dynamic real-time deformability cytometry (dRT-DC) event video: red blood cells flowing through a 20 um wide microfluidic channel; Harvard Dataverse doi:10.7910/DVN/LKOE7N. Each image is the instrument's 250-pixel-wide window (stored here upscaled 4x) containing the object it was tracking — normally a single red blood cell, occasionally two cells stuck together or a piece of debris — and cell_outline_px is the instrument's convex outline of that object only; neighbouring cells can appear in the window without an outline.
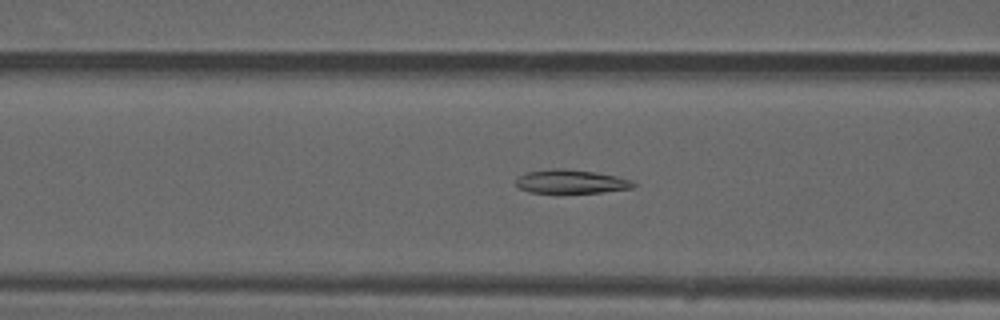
{"species": "common noctule bat (a hibernating species)", "species_latin": "Nyctalus noctula", "temperature_condition": "warm", "stored_images_in_passage": 41, "camera_frame_rate_fps": 3000, "um_per_image_px": 0.085, "animal": {"sex": "male", "forearm_length_mm": 52.5}, "frame": {"image": 1, "passage_image": 20, "time_ms": 6.333, "image_size_px": [1000, 320], "cell_outline_px": [[636, 184], [632, 188], [600, 192], [528, 192], [520, 188], [516, 184], [516, 176], [524, 172], [556, 168], [564, 168], [592, 172], [616, 176], [632, 180]], "centroid_in_image_um": [48.49, 15.42], "position_along_channel_um": 118.1, "area_um2": 16.07}}
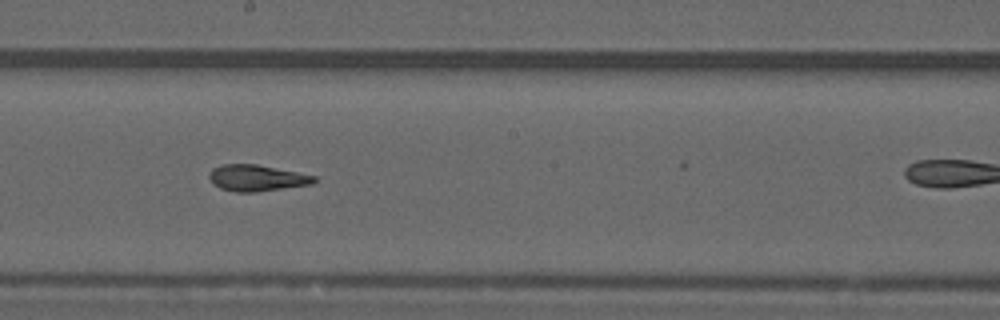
{"frame": {"image": 2, "passage_image": 28, "time_ms": 9.0, "image_size_px": [1000, 320], "cell_outline_px": [[316, 180], [312, 184], [256, 192], [236, 192], [220, 188], [212, 184], [208, 176], [212, 168], [224, 164], [256, 164], [316, 176]], "centroid_in_image_um": [21.78, 15.13], "position_along_channel_um": 226.4, "area_um2": 16.01}}
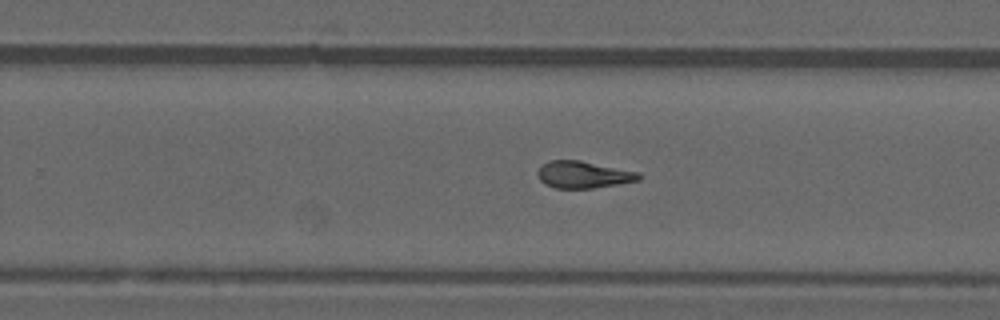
{"frame": {"image": 3, "passage_image": 32, "time_ms": 10.333, "image_size_px": [1000, 320], "cell_outline_px": [[640, 180], [620, 184], [592, 188], [556, 188], [544, 184], [540, 180], [536, 172], [544, 164], [552, 160], [580, 160], [640, 172]], "centroid_in_image_um": [49.6, 14.85], "position_along_channel_um": 280.2, "area_um2": 15.9}}